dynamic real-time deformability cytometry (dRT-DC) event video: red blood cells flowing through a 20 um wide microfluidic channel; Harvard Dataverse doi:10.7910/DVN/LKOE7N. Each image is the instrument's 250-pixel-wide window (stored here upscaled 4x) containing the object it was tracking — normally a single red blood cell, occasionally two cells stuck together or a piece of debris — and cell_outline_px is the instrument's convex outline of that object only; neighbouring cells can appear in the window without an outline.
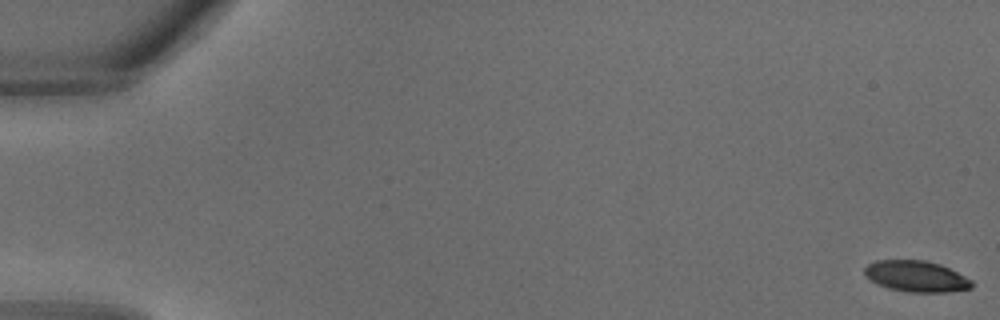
{"species": "common noctule bat (a hibernating species)", "species_latin": "Nyctalus noctula", "temperature_condition": "warm", "stored_images_in_passage": 34, "camera_frame_rate_fps": 3000, "um_per_image_px": 0.085, "animal": {"sex": "male", "body_mass_g": 18.8}, "frame": {"image": 1, "passage_image": 1, "time_ms": 0.0, "image_size_px": [1000, 320], "cell_outline_px": [[972, 288], [948, 292], [908, 292], [888, 288], [876, 284], [864, 276], [864, 268], [868, 264], [876, 260], [924, 260], [940, 264], [972, 280]], "centroid_in_image_um": [77.84, 23.49], "position_along_channel_um": 7.2, "area_um2": 19.48}}
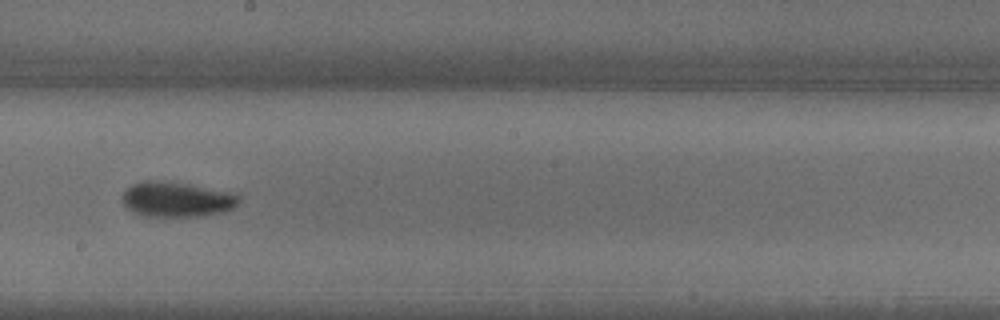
{"frame": {"image": 2, "passage_image": 20, "time_ms": 6.333, "image_size_px": [1000, 320], "cell_outline_px": [[240, 200], [228, 212], [200, 216], [148, 216], [132, 212], [124, 204], [120, 196], [124, 188], [132, 184], [144, 180], [156, 180], [188, 184], [236, 192], [240, 196]], "centroid_in_image_um": [15.03, 16.93], "position_along_channel_um": 233.2, "area_um2": 24.28}}
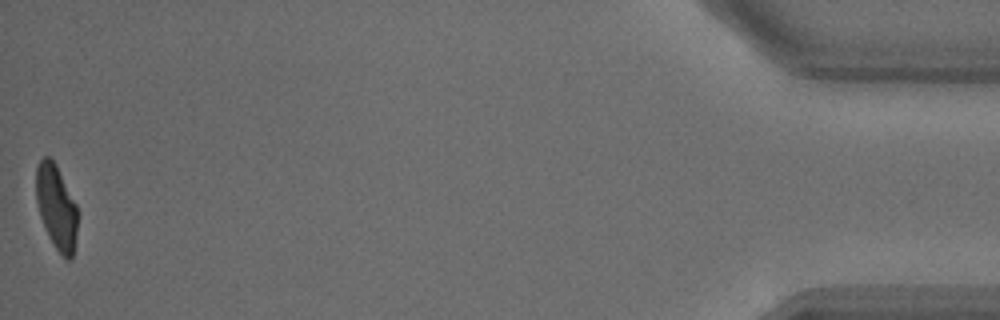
{"frame": {"image": 3, "passage_image": 34, "time_ms": 11.0, "image_size_px": [1000, 320], "cell_outline_px": [[76, 232], [72, 260], [68, 260], [56, 248], [48, 236], [40, 216], [36, 200], [36, 168], [40, 160], [44, 156], [48, 156], [56, 164], [76, 204]], "centroid_in_image_um": [4.77, 17.58], "position_along_channel_um": 430.4, "area_um2": 20.06}}